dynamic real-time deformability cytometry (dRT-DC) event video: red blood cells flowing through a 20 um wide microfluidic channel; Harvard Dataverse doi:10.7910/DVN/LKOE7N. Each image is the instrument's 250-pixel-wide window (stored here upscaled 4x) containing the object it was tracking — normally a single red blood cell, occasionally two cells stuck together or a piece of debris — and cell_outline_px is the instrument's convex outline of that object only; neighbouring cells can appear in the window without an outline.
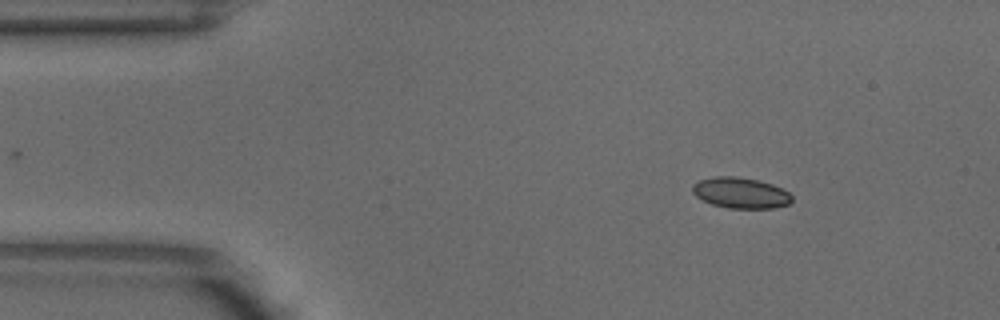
{"species": "common noctule bat (a hibernating species)", "species_latin": "Nyctalus noctula", "temperature_condition": "warm", "stored_images_in_passage": 3, "camera_frame_rate_fps": 3000, "um_per_image_px": 0.085, "animal": {"sex": "male", "body_mass_g": 18.8}, "frame": {"image": 1, "passage_image": 1, "time_ms": 0.0, "image_size_px": [1000, 320], "cell_outline_px": [[792, 200], [788, 204], [776, 208], [728, 208], [712, 204], [696, 196], [692, 192], [692, 184], [696, 180], [716, 176], [736, 176], [756, 180], [772, 184], [788, 192], [792, 196]], "centroid_in_image_um": [62.92, 16.39], "position_along_channel_um": 22.1, "area_um2": 17.86}}
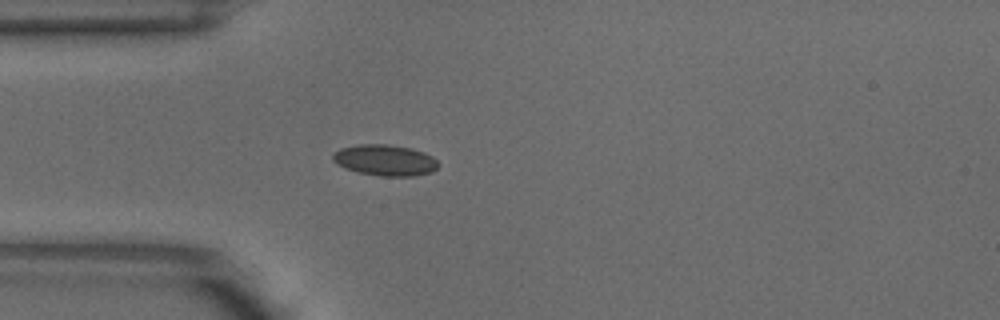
{"frame": {"image": 2, "passage_image": 3, "time_ms": 0.667, "image_size_px": [1000, 320], "cell_outline_px": [[440, 164], [432, 172], [416, 176], [380, 176], [356, 172], [344, 168], [336, 164], [332, 160], [332, 156], [340, 148], [360, 144], [388, 144], [412, 148], [424, 152], [432, 156]], "centroid_in_image_um": [32.73, 13.62], "position_along_channel_um": 52.3, "area_um2": 19.31}}